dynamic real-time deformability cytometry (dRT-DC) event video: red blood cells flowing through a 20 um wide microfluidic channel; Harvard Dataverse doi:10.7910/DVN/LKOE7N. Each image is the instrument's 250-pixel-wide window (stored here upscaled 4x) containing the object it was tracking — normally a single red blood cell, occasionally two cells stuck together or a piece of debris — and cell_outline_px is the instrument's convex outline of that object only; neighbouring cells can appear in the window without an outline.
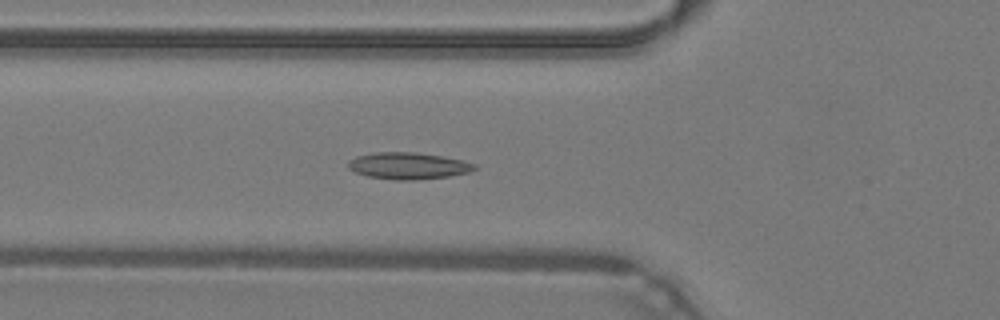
{"species": "common noctule bat (a hibernating species)", "species_latin": "Nyctalus noctula", "temperature_condition": "warm", "stored_images_in_passage": 48, "camera_frame_rate_fps": 3000, "um_per_image_px": 0.085, "animal": {"sex": "male", "body_mass_g": 19.2, "forearm_length_mm": 51.8}, "frame": {"image": 1, "passage_image": 17, "time_ms": 5.333, "image_size_px": [1000, 320], "cell_outline_px": [[476, 168], [468, 172], [448, 176], [412, 180], [396, 180], [368, 176], [356, 172], [348, 168], [348, 160], [356, 156], [372, 152], [416, 152], [464, 160], [476, 164]], "centroid_in_image_um": [34.67, 14.08], "position_along_channel_um": 91.1, "area_um2": 19.59}}
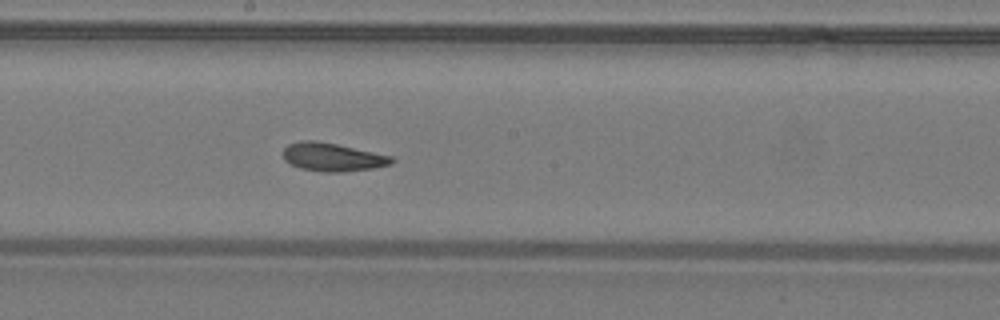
{"frame": {"image": 2, "passage_image": 26, "time_ms": 8.333, "image_size_px": [1000, 320], "cell_outline_px": [[396, 160], [392, 164], [372, 168], [340, 172], [320, 172], [300, 168], [284, 160], [284, 148], [288, 144], [300, 140], [316, 140], [336, 144], [392, 156]], "centroid_in_image_um": [28.26, 13.35], "position_along_channel_um": 219.9, "area_um2": 17.86}}
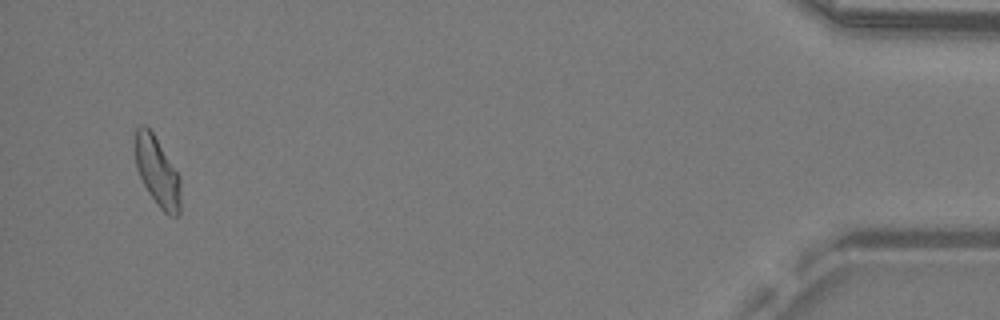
{"frame": {"image": 3, "passage_image": 46, "time_ms": 15.0, "image_size_px": [1000, 320], "cell_outline_px": [[180, 212], [176, 216], [168, 216], [156, 204], [148, 192], [136, 168], [136, 128], [140, 124], [144, 124], [152, 132], [180, 176]], "centroid_in_image_um": [13.38, 14.62], "position_along_channel_um": 421.8, "area_um2": 18.15}, "authors_computed_cell_mechanics": {"area_um2": 18.3515, "velocity_mm_per_s": 4.2734, "shape_relaxation_time_tau1_ms": null, "shape_relaxation_time_tau2_ms": 1.9787, "deformation_change_tau1": null, "deformation_change_tau2": 0.0938}}